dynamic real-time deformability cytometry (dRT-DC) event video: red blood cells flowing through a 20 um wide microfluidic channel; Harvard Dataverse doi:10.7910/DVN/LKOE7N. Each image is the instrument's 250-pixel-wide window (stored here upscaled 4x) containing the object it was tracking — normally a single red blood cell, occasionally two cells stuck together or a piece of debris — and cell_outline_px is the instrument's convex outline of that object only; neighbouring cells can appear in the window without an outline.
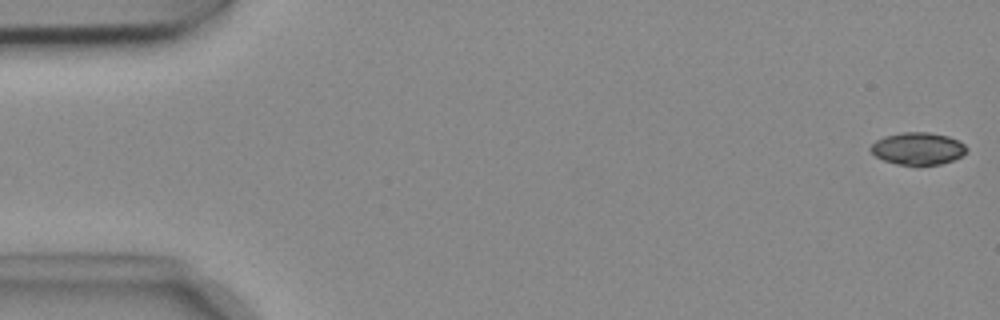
{"species": "common noctule bat (a hibernating species)", "species_latin": "Nyctalus noctula", "temperature_condition": "cold", "stored_images_in_passage": 54, "camera_frame_rate_fps": 3000, "um_per_image_px": 0.085, "animal": {"sex": "female", "body_mass_g": 18.4}, "frame": {"image": 1, "passage_image": 1, "time_ms": 0.0, "image_size_px": [1000, 320], "cell_outline_px": [[968, 148], [960, 156], [952, 160], [940, 164], [896, 164], [884, 160], [876, 156], [868, 148], [876, 140], [884, 136], [904, 132], [928, 132], [948, 136], [964, 144]], "centroid_in_image_um": [77.99, 12.61], "position_along_channel_um": 7.0, "area_um2": 17.74}}
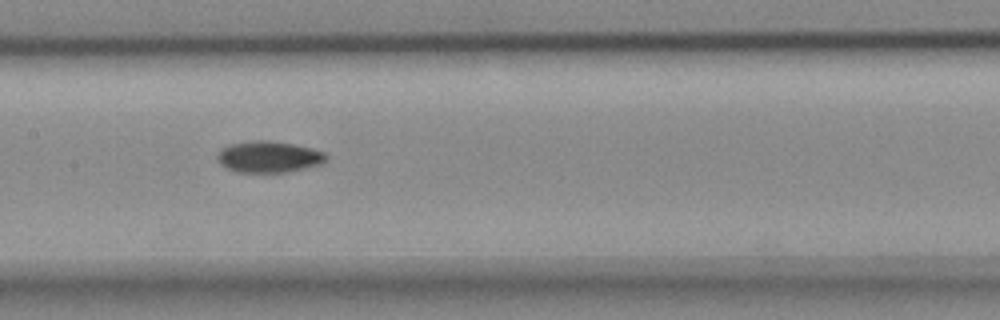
{"frame": {"image": 2, "passage_image": 26, "time_ms": 8.333, "image_size_px": [1000, 320], "cell_outline_px": [[328, 156], [324, 164], [288, 172], [236, 172], [224, 168], [216, 160], [216, 156], [220, 148], [228, 144], [256, 140], [268, 140], [292, 144], [312, 148], [324, 152]], "centroid_in_image_um": [22.82, 13.34], "position_along_channel_um": 184.6, "area_um2": 20.29}}
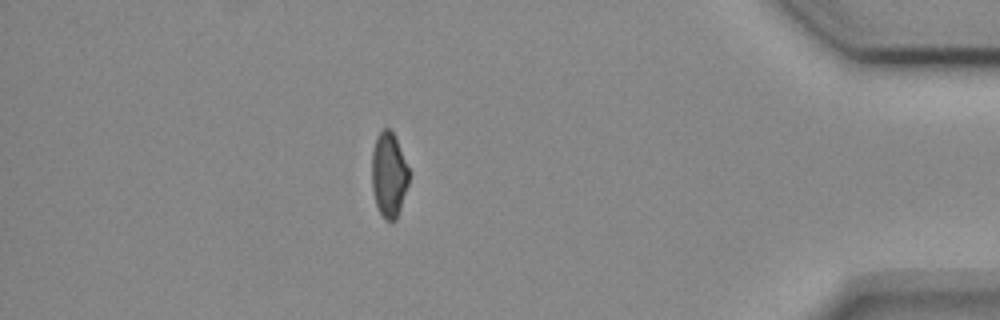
{"frame": {"image": 3, "passage_image": 47, "time_ms": 15.333, "image_size_px": [1000, 320], "cell_outline_px": [[412, 172], [396, 220], [388, 220], [380, 212], [376, 204], [372, 188], [372, 152], [376, 136], [384, 128], [388, 128], [392, 132]], "centroid_in_image_um": [33.07, 14.83], "position_along_channel_um": 402.1, "area_um2": 18.32}, "authors_computed_cell_mechanics": {"area_um2": 19.1318, "velocity_mm_per_s": 3.7372, "shape_relaxation_time_tau1_ms": 6.6692, "shape_relaxation_time_tau2_ms": 9.3684, "deformation_change_tau1": 0.1383, "deformation_change_tau2": 0.1384}}